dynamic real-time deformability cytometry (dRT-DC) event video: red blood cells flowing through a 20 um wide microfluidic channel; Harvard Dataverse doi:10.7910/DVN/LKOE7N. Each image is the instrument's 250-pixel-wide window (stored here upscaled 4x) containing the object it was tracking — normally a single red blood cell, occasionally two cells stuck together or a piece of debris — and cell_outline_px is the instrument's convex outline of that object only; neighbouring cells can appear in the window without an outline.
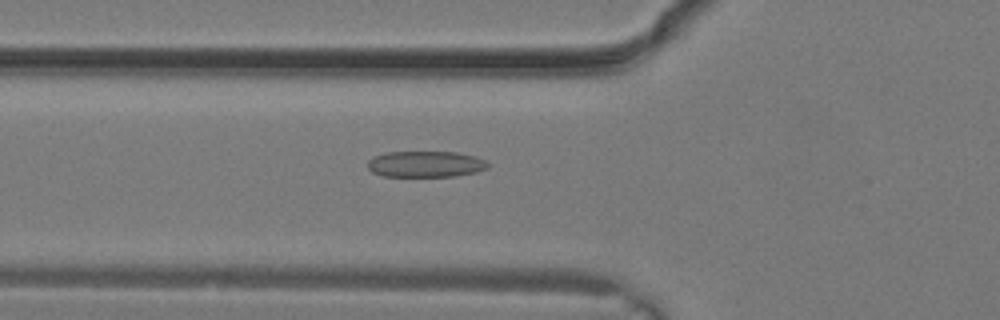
{"species": "common noctule bat (a hibernating species)", "species_latin": "Nyctalus noctula", "temperature_condition": "warm", "stored_images_in_passage": 18, "camera_frame_rate_fps": 3000, "um_per_image_px": 0.085, "animal": {"sex": "male", "body_mass_g": 19.2, "forearm_length_mm": 51.8}, "frame": {"image": 1, "passage_image": 5, "time_ms": 1.333, "image_size_px": [1000, 320], "cell_outline_px": [[488, 168], [476, 172], [456, 176], [384, 176], [372, 172], [368, 168], [368, 160], [372, 156], [388, 152], [456, 152], [476, 156], [484, 160], [488, 164]], "centroid_in_image_um": [36.16, 13.95], "position_along_channel_um": 89.6, "area_um2": 18.32}}
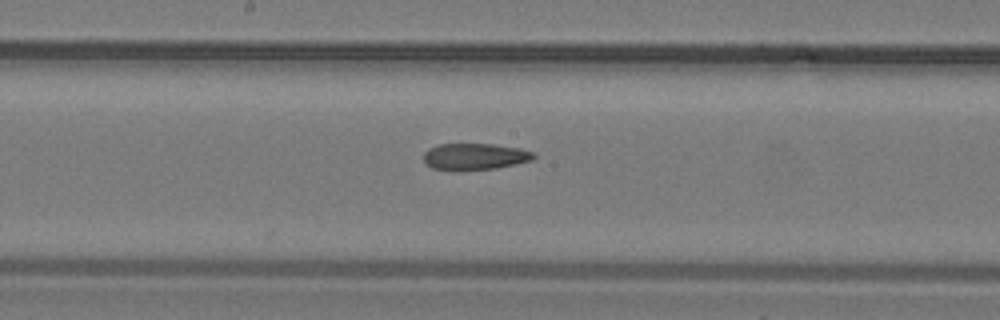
{"frame": {"image": 2, "passage_image": 10, "time_ms": 3.0, "image_size_px": [1000, 320], "cell_outline_px": [[536, 156], [532, 160], [516, 164], [496, 168], [452, 172], [432, 168], [424, 164], [424, 152], [428, 148], [436, 144], [492, 144], [520, 148], [536, 152]], "centroid_in_image_um": [40.32, 13.32], "position_along_channel_um": 207.9, "area_um2": 17.57}}
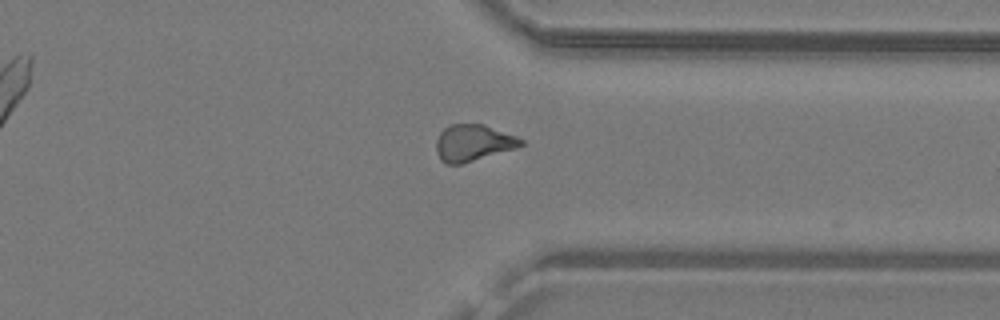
{"frame": {"image": 3, "passage_image": 17, "time_ms": 5.333, "image_size_px": [1000, 320], "cell_outline_px": [[524, 144], [516, 148], [460, 164], [448, 164], [440, 160], [436, 152], [436, 140], [440, 132], [444, 128], [452, 124], [484, 124], [516, 136], [524, 140]], "centroid_in_image_um": [40.2, 12.14], "position_along_channel_um": 371.2, "area_um2": 17.98}}